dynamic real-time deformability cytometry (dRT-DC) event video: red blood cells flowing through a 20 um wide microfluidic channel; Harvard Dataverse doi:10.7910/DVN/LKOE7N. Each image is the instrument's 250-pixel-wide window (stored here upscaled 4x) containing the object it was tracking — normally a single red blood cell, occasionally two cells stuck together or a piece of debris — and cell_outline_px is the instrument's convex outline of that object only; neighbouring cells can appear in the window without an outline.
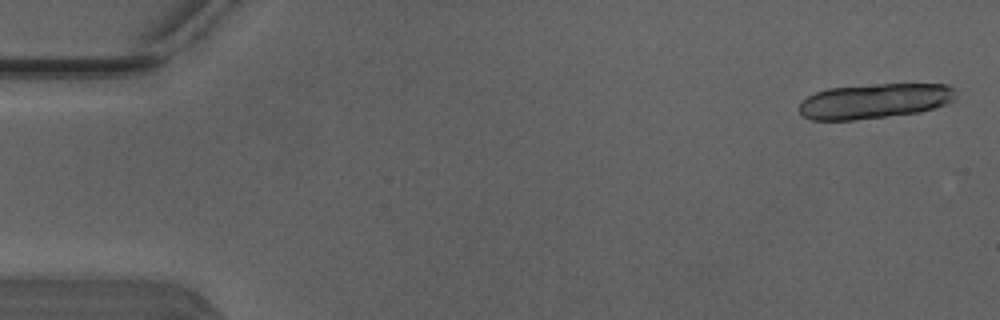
{"species": "Egyptian fruit bat (a non-hibernating species)", "species_latin": "Rousettus aegyptiacus", "temperature_condition": "warm", "stored_images_in_passage": 18, "camera_frame_rate_fps": 3000, "um_per_image_px": 0.085, "animal": {"sex": "male"}, "frame": {"image": 1, "passage_image": 2, "time_ms": 0.333, "image_size_px": [1000, 320], "cell_outline_px": [[956, 100], [920, 112], [852, 120], [812, 120], [804, 116], [800, 112], [800, 104], [808, 96], [816, 92], [828, 88], [880, 84], [948, 84], [956, 88]], "centroid_in_image_um": [74.38, 8.58], "position_along_channel_um": 10.6, "area_um2": 31.79}}